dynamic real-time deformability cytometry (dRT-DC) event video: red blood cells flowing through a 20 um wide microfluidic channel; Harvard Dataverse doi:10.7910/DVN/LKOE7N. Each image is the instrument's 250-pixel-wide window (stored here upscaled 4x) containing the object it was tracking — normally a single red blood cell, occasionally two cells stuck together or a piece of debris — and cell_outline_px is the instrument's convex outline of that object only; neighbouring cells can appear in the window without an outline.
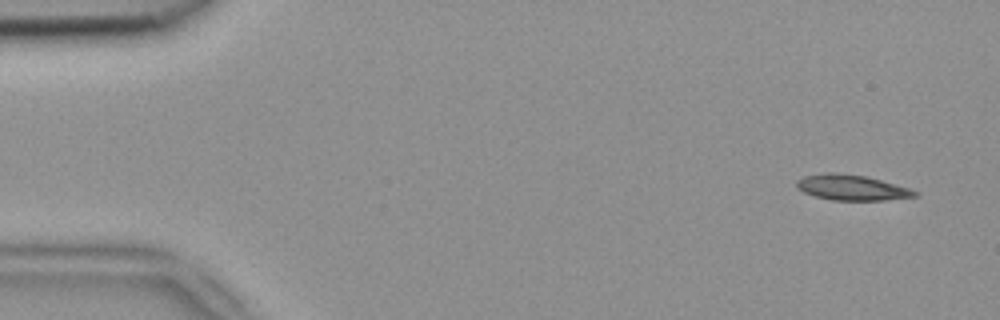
{"species": "common noctule bat (a hibernating species)", "species_latin": "Nyctalus noctula", "temperature_condition": "room temperature", "stored_images_in_passage": 5, "camera_frame_rate_fps": 3000, "um_per_image_px": 0.085, "animal": {"sex": "female", "body_mass_g": 18.4}, "frame": {"image": 1, "passage_image": 1, "time_ms": 0.0, "image_size_px": [1000, 320], "cell_outline_px": [[920, 196], [884, 200], [832, 200], [816, 196], [804, 192], [796, 188], [796, 180], [804, 176], [824, 172], [836, 172], [868, 176], [908, 188], [920, 192]], "centroid_in_image_um": [72.4, 15.93], "position_along_channel_um": 12.6, "area_um2": 17.69}}
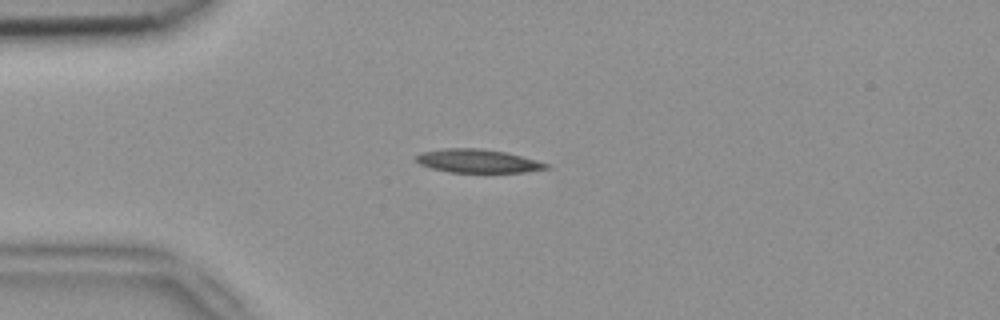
{"frame": {"image": 2, "passage_image": 4, "time_ms": 1.0, "image_size_px": [1000, 320], "cell_outline_px": [[548, 168], [524, 172], [448, 172], [432, 168], [420, 164], [416, 160], [416, 156], [420, 152], [444, 148], [480, 148], [504, 152], [536, 160], [548, 164]], "centroid_in_image_um": [40.56, 13.68], "position_along_channel_um": 44.4, "area_um2": 17.57}}
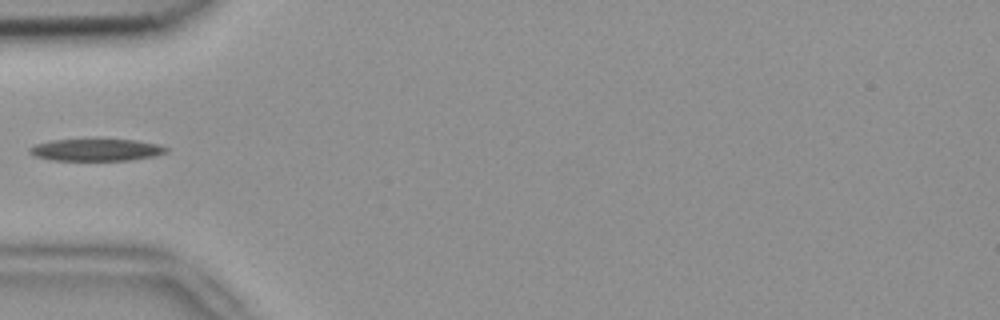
{"frame": {"image": 3, "passage_image": 5, "time_ms": 1.333, "image_size_px": [1000, 320], "cell_outline_px": [[168, 152], [156, 156], [132, 160], [52, 160], [36, 156], [28, 152], [28, 148], [36, 144], [52, 140], [100, 136], [136, 140], [160, 144], [168, 148]], "centroid_in_image_um": [8.23, 12.68], "position_along_channel_um": 76.8, "area_um2": 18.73}}